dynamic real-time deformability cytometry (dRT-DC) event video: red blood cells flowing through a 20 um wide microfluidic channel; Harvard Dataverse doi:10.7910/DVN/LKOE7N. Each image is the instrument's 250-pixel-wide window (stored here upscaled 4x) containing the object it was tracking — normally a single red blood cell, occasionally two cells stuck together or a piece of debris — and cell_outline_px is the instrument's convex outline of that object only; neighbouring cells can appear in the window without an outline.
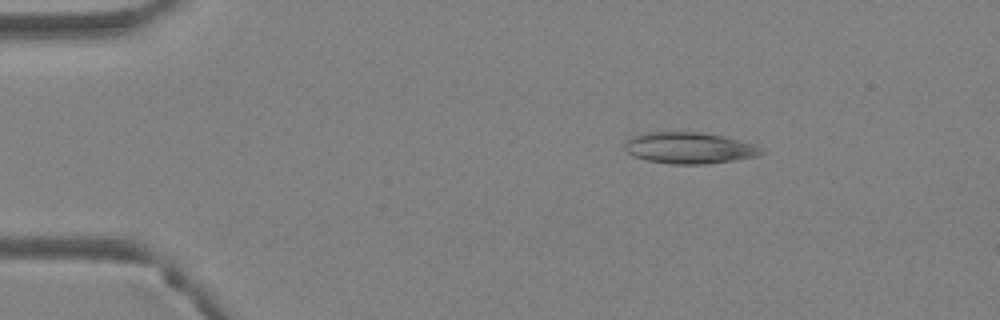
{"species": "Egyptian fruit bat (a non-hibernating species)", "species_latin": "Rousettus aegyptiacus", "temperature_condition": "warm", "stored_images_in_passage": 3, "camera_frame_rate_fps": 3000, "um_per_image_px": 0.085, "animal": {"sex": "female"}, "frame": {"image": 1, "passage_image": 1, "time_ms": 0.0, "image_size_px": [1000, 320], "cell_outline_px": [[768, 152], [760, 156], [704, 164], [672, 164], [648, 160], [632, 156], [624, 148], [624, 144], [632, 136], [640, 132], [704, 132], [724, 136], [756, 144]], "centroid_in_image_um": [58.63, 12.56], "position_along_channel_um": 26.4, "area_um2": 25.26}}
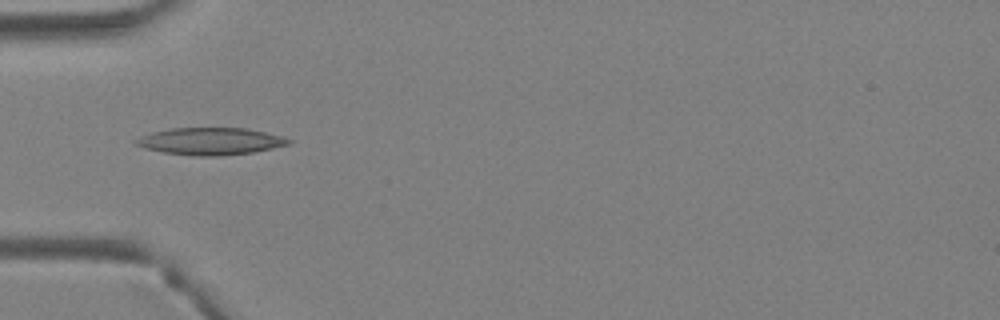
{"frame": {"image": 2, "passage_image": 3, "time_ms": 0.667, "image_size_px": [1000, 320], "cell_outline_px": [[292, 144], [252, 152], [220, 156], [192, 156], [164, 152], [144, 148], [136, 144], [132, 140], [140, 136], [152, 132], [172, 128], [248, 128], [284, 136], [292, 140]], "centroid_in_image_um": [17.91, 12.0], "position_along_channel_um": 67.1, "area_um2": 24.33}}